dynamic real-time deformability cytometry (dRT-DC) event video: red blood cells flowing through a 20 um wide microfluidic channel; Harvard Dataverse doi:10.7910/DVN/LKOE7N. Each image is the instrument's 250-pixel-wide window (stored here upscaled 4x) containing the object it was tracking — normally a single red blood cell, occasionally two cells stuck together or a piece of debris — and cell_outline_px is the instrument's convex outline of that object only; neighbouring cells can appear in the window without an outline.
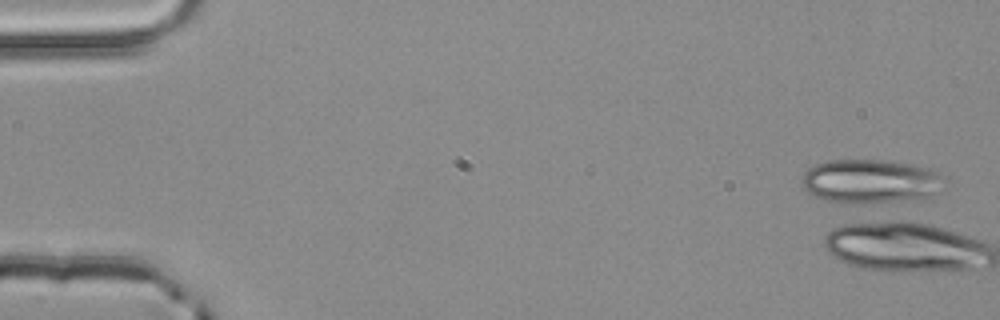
{"species": "common noctule bat (a hibernating species)", "species_latin": "Nyctalus noctula", "temperature_condition": "room temperature", "stored_images_in_passage": 5, "camera_frame_rate_fps": 3000, "um_per_image_px": 0.085, "animal": {"sex": "male", "body_mass_g": 20.4}, "frame": {"image": 1, "passage_image": 1, "time_ms": 0.0, "image_size_px": [1000, 320], "cell_outline_px": [[944, 192], [932, 196], [892, 200], [828, 200], [816, 196], [808, 192], [804, 188], [804, 172], [808, 168], [816, 164], [832, 160], [884, 160], [916, 164], [928, 168], [936, 172], [940, 176], [944, 188]], "centroid_in_image_um": [74.05, 15.34], "position_along_channel_um": 10.9, "area_um2": 35.08}}